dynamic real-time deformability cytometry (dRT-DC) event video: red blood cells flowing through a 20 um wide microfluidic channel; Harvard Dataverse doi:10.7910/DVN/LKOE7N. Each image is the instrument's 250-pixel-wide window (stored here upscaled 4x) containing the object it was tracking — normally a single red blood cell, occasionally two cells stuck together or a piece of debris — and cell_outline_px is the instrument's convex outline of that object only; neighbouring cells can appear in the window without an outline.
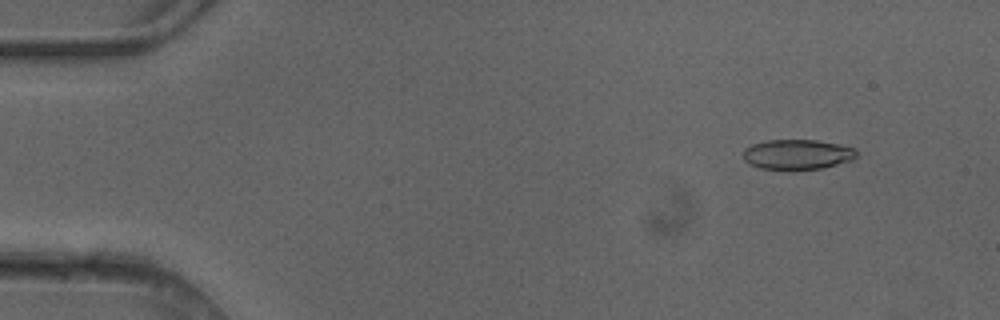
{"species": "common noctule bat (a hibernating species)", "species_latin": "Nyctalus noctula", "temperature_condition": "cold", "stored_images_in_passage": 5, "camera_frame_rate_fps": 3000, "um_per_image_px": 0.085, "animal": {"sex": "female"}, "frame": {"image": 1, "passage_image": 2, "time_ms": 0.333, "image_size_px": [1000, 320], "cell_outline_px": [[856, 156], [852, 160], [820, 168], [760, 168], [748, 164], [744, 160], [744, 148], [752, 144], [768, 140], [816, 140], [856, 148]], "centroid_in_image_um": [67.75, 13.1], "position_along_channel_um": 17.3, "area_um2": 19.36}}
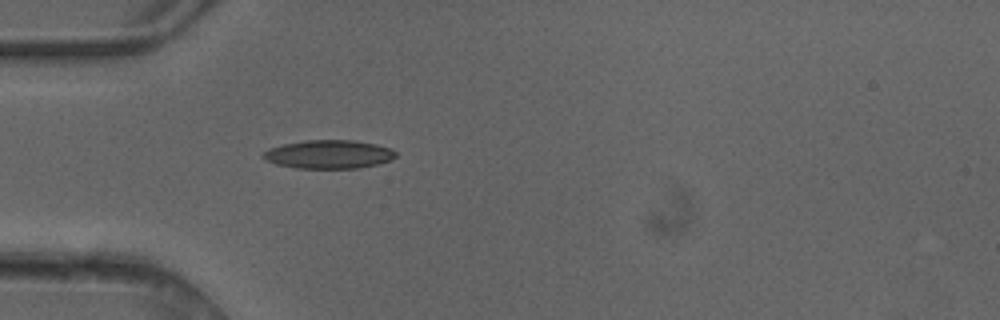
{"frame": {"image": 2, "passage_image": 5, "time_ms": 1.333, "image_size_px": [1000, 320], "cell_outline_px": [[396, 156], [392, 160], [376, 164], [356, 168], [296, 168], [276, 164], [260, 156], [268, 148], [284, 144], [304, 140], [352, 140], [376, 144], [392, 148], [396, 152]], "centroid_in_image_um": [27.95, 13.11], "position_along_channel_um": 57.0, "area_um2": 22.02}}